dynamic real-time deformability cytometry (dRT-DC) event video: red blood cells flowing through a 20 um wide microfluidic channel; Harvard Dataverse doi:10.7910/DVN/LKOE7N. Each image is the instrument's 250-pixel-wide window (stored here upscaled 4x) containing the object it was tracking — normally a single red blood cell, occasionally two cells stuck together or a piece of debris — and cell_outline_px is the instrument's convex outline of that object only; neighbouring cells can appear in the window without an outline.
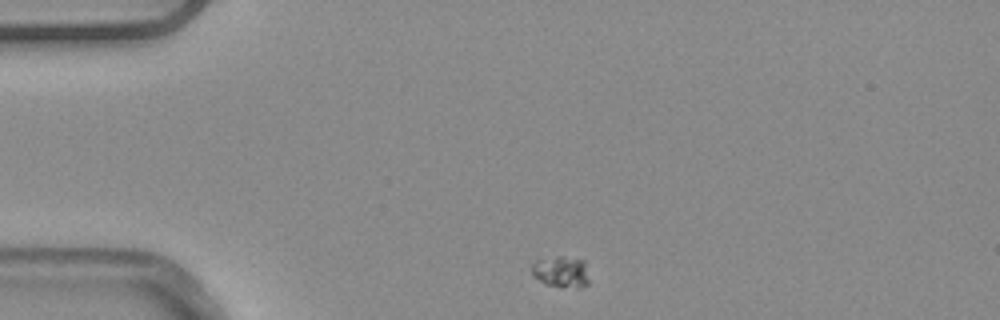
{"species": "common noctule bat (a hibernating species)", "species_latin": "Nyctalus noctula", "temperature_condition": "warm", "stored_images_in_passage": 44, "camera_frame_rate_fps": 3000, "um_per_image_px": 0.085, "animal": {"sex": "male", "body_mass_g": 20.4}, "frame": {"image": 1, "passage_image": 1, "time_ms": 0.0, "image_size_px": [1000, 320], "cell_outline_px": [[588, 284], [580, 288], [576, 288], [544, 284], [532, 272], [532, 264], [536, 260], [556, 256], [560, 256], [584, 260], [588, 280]], "centroid_in_image_um": [47.71, 23.1], "position_along_channel_um": 37.3, "area_um2": 10.29}}